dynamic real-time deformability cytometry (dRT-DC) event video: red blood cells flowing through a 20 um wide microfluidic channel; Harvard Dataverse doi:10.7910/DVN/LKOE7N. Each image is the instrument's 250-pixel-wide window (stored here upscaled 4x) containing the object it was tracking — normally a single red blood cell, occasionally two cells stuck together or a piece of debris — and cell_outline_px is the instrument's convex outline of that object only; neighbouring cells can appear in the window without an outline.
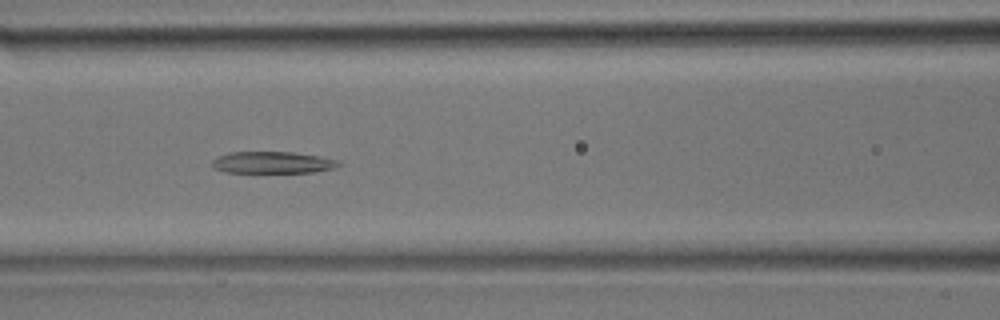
{"species": "common noctule bat (a hibernating species)", "species_latin": "Nyctalus noctula", "temperature_condition": "room temperature", "stored_images_in_passage": 34, "camera_frame_rate_fps": 3000, "um_per_image_px": 0.085, "animal": {"sex": "male", "body_mass_g": 17.9}, "frame": {"image": 1, "passage_image": 13, "time_ms": 4.0, "image_size_px": [1000, 320], "cell_outline_px": [[344, 164], [332, 168], [316, 172], [224, 172], [212, 168], [212, 160], [216, 156], [228, 152], [292, 152], [320, 156], [336, 160]], "centroid_in_image_um": [23.13, 13.81], "position_along_channel_um": 143.5, "area_um2": 16.13}}
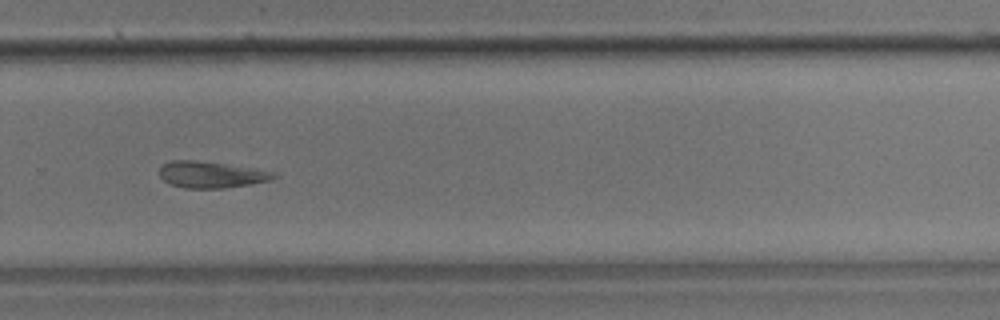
{"frame": {"image": 2, "passage_image": 22, "time_ms": 7.0, "image_size_px": [1000, 320], "cell_outline_px": [[280, 176], [272, 180], [224, 188], [184, 188], [172, 184], [164, 180], [160, 176], [160, 164], [172, 160], [196, 160], [224, 164], [276, 172]], "centroid_in_image_um": [17.95, 14.84], "position_along_channel_um": 311.9, "area_um2": 17.51}}
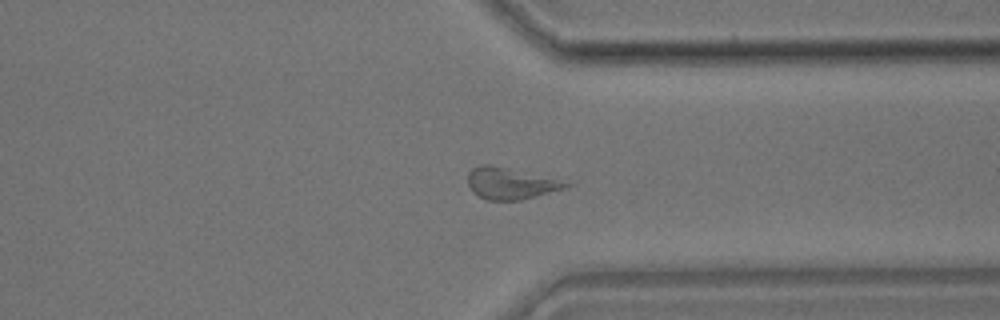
{"frame": {"image": 3, "passage_image": 25, "time_ms": 8.0, "image_size_px": [1000, 320], "cell_outline_px": [[572, 184], [564, 188], [536, 196], [520, 200], [484, 200], [472, 192], [468, 184], [468, 172], [472, 168], [480, 164], [488, 164], [508, 168]], "centroid_in_image_um": [43.27, 15.6], "position_along_channel_um": 368.1, "area_um2": 17.57}}